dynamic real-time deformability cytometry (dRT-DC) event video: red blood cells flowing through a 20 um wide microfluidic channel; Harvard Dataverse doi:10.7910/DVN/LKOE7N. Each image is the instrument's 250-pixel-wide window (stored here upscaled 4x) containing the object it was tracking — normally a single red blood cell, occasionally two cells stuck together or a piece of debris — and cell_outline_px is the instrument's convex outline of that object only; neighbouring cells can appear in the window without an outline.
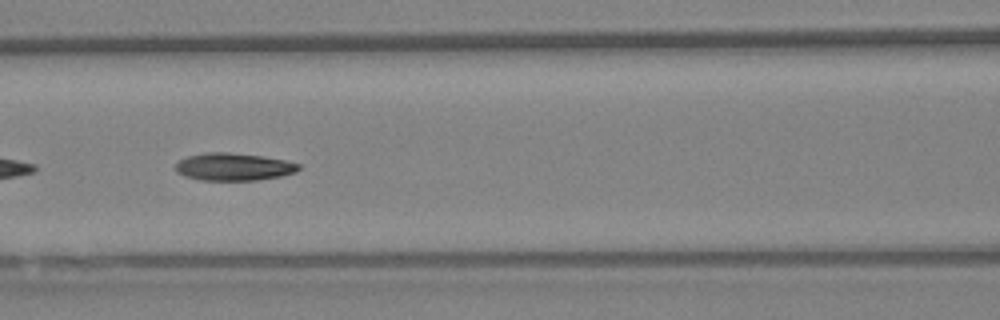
{"species": "Egyptian fruit bat (a non-hibernating species)", "species_latin": "Rousettus aegyptiacus", "temperature_condition": "warm", "stored_images_in_passage": 44, "camera_frame_rate_fps": 3000, "um_per_image_px": 0.085, "animal": {"sex": "female"}, "frame": {"image": 1, "passage_image": 19, "time_ms": 6.0, "image_size_px": [1000, 320], "cell_outline_px": [[300, 168], [296, 172], [280, 176], [256, 180], [200, 180], [184, 176], [176, 172], [176, 164], [180, 160], [188, 156], [208, 152], [228, 152], [264, 156], [284, 160], [300, 164]], "centroid_in_image_um": [19.86, 14.18], "position_along_channel_um": 146.7, "area_um2": 19.71}}